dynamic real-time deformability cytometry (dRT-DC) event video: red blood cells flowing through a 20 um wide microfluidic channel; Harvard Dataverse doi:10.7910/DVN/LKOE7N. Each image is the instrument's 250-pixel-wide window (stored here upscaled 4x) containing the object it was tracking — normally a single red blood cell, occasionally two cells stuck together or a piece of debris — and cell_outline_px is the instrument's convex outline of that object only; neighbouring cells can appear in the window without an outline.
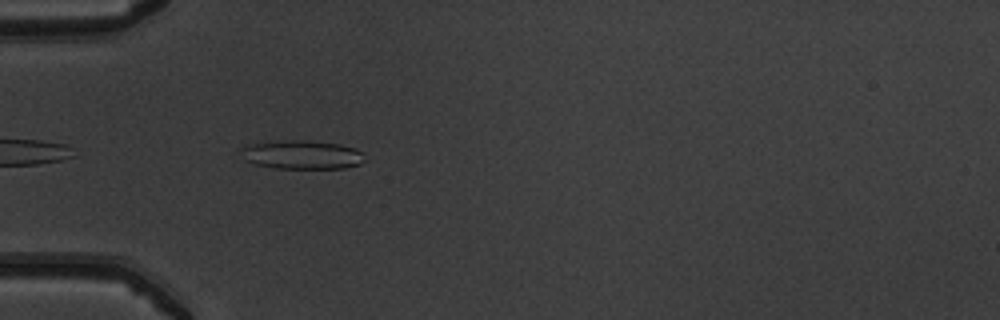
{"species": "common noctule bat (a hibernating species)", "species_latin": "Nyctalus noctula", "temperature_condition": "warm", "stored_images_in_passage": 33, "camera_frame_rate_fps": 3000, "um_per_image_px": 0.085, "animal": {"sex": "male", "body_mass_g": 19.5, "forearm_length_mm": 54.6}, "frame": {"image": 1, "passage_image": 2, "time_ms": 0.333, "image_size_px": [1000, 320], "cell_outline_px": [[364, 160], [360, 164], [344, 168], [276, 168], [252, 164], [244, 160], [240, 148], [248, 144], [292, 140], [308, 140], [340, 144], [356, 148], [364, 152]], "centroid_in_image_um": [25.68, 13.15], "position_along_channel_um": 59.3, "area_um2": 20.87}}
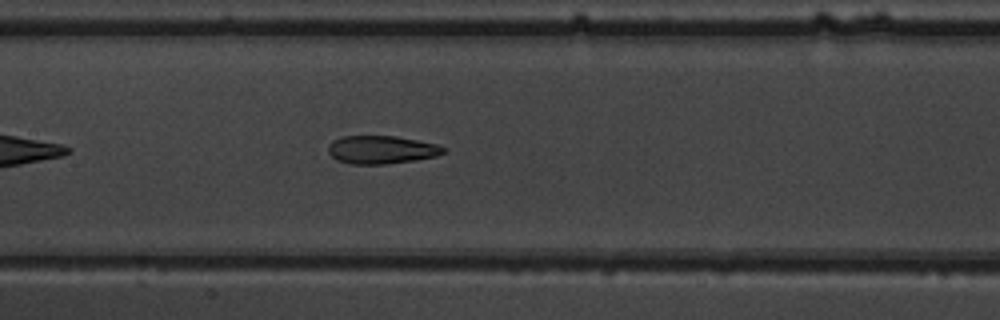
{"frame": {"image": 2, "passage_image": 11, "time_ms": 3.333, "image_size_px": [1000, 320], "cell_outline_px": [[448, 148], [444, 152], [436, 156], [416, 160], [384, 164], [352, 164], [336, 160], [328, 152], [328, 144], [332, 140], [340, 136], [396, 136], [436, 144]], "centroid_in_image_um": [32.4, 12.72], "position_along_channel_um": 175.0, "area_um2": 18.96}}
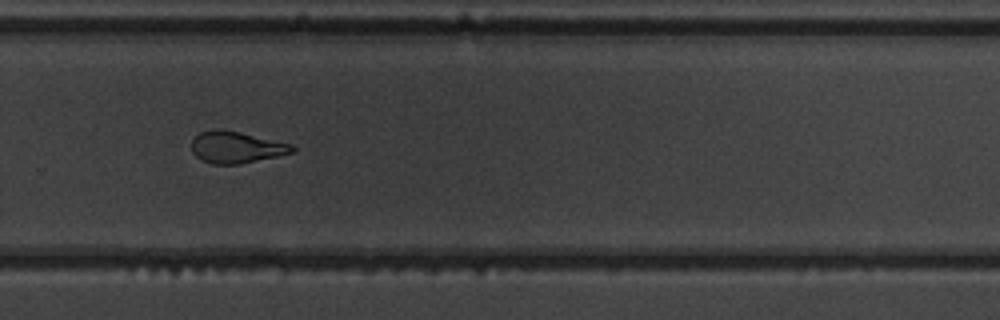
{"frame": {"image": 3, "passage_image": 21, "time_ms": 6.667, "image_size_px": [1000, 320], "cell_outline_px": [[296, 152], [280, 156], [240, 164], [212, 164], [196, 156], [192, 152], [192, 140], [200, 132], [216, 128], [240, 132], [292, 144], [296, 148]], "centroid_in_image_um": [20.12, 12.52], "position_along_channel_um": 309.7, "area_um2": 18.67}, "authors_computed_cell_mechanics": {"area_um2": 19.5364, "velocity_mm_per_s": 4.0632, "shape_relaxation_time_tau1_ms": 9.1661, "shape_relaxation_time_tau2_ms": 1.7581, "deformation_change_tau1": 0.2597, "deformation_change_tau2": 0.1053}}